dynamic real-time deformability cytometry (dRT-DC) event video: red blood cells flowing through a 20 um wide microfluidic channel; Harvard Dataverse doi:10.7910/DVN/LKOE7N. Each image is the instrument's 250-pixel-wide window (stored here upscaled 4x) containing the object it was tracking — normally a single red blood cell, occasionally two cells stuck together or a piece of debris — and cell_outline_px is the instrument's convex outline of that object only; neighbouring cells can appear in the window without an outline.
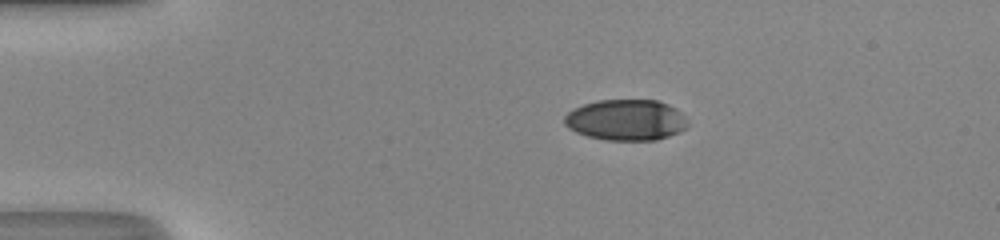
{"species": "human", "species_latin": "Homo sapiens", "temperature_condition": "room temperature", "stored_images_in_passage": 41, "camera_frame_rate_fps": 3000, "um_per_image_px": 0.085, "donor": {"sex": "male"}, "frame": {"image": 1, "passage_image": 1, "time_ms": 0.0, "image_size_px": [1000, 240], "cell_outline_px": [[688, 128], [680, 132], [656, 140], [608, 140], [588, 136], [576, 132], [568, 128], [564, 124], [564, 116], [572, 108], [596, 100], [656, 100], [668, 104], [676, 108], [684, 116], [688, 124]], "centroid_in_image_um": [53.21, 10.19], "position_along_channel_um": 31.8, "area_um2": 29.59}}
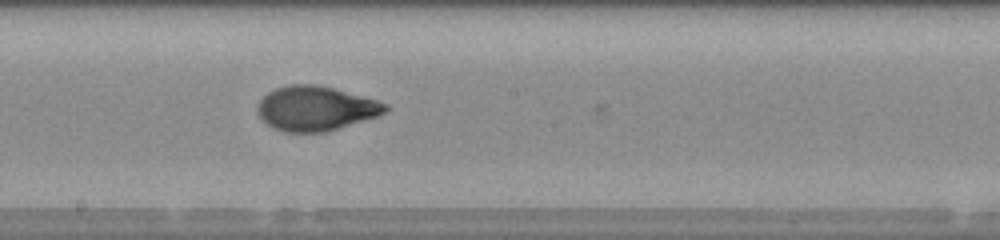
{"frame": {"image": 2, "passage_image": 19, "time_ms": 6.0, "image_size_px": [1000, 240], "cell_outline_px": [[388, 112], [364, 120], [324, 132], [284, 132], [272, 128], [260, 116], [256, 108], [260, 100], [268, 92], [276, 88], [292, 84], [312, 84], [332, 88], [376, 100], [388, 104]], "centroid_in_image_um": [26.82, 9.22], "position_along_channel_um": 221.4, "area_um2": 32.77}}
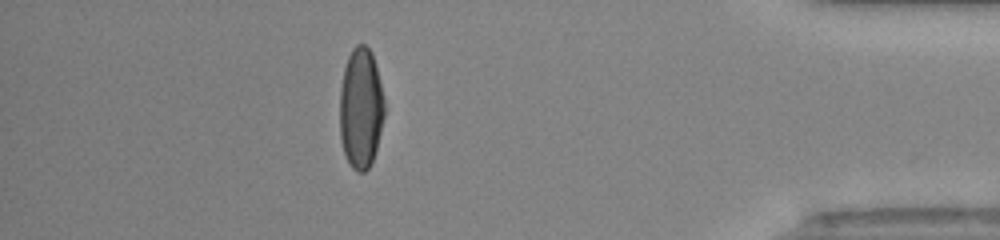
{"frame": {"image": 3, "passage_image": 35, "time_ms": 11.333, "image_size_px": [1000, 240], "cell_outline_px": [[384, 116], [376, 148], [372, 160], [368, 168], [364, 172], [356, 172], [352, 168], [344, 152], [340, 140], [340, 88], [344, 68], [348, 56], [352, 48], [356, 44], [364, 44], [372, 52], [384, 96]], "centroid_in_image_um": [30.66, 9.18], "position_along_channel_um": 404.5, "area_um2": 31.44}, "authors_computed_cell_mechanics": {"area_um2": 32.5992, "velocity_mm_per_s": 4.2352, "shape_relaxation_time_tau1_ms": 4.8693, "shape_relaxation_time_tau2_ms": 0.9157, "deformation_change_tau1": 0.2152, "deformation_change_tau2": 0.0584}}